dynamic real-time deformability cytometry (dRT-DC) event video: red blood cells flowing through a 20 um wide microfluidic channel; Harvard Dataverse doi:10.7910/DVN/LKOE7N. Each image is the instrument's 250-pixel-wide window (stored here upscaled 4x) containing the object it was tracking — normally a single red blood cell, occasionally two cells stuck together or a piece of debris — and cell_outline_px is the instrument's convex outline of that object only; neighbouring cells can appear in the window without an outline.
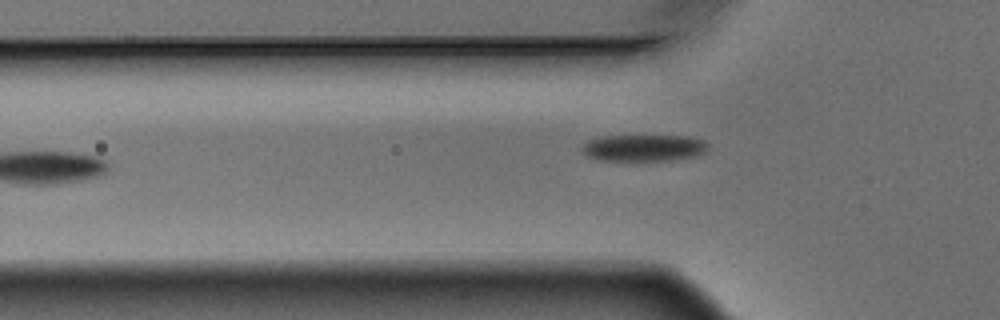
{"species": "Egyptian fruit bat (a non-hibernating species)", "species_latin": "Rousettus aegyptiacus", "temperature_condition": "warm", "stored_images_in_passage": 4, "camera_frame_rate_fps": 3000, "um_per_image_px": 0.085, "animal": {"sex": "male"}, "frame": {"image": 1, "passage_image": 4, "time_ms": 1.0, "image_size_px": [1000, 320], "cell_outline_px": [[708, 148], [704, 152], [696, 156], [672, 160], [596, 160], [580, 152], [580, 148], [588, 140], [600, 136], [692, 136], [704, 140], [708, 144]], "centroid_in_image_um": [54.7, 12.56], "position_along_channel_um": 71.1, "area_um2": 19.77}}